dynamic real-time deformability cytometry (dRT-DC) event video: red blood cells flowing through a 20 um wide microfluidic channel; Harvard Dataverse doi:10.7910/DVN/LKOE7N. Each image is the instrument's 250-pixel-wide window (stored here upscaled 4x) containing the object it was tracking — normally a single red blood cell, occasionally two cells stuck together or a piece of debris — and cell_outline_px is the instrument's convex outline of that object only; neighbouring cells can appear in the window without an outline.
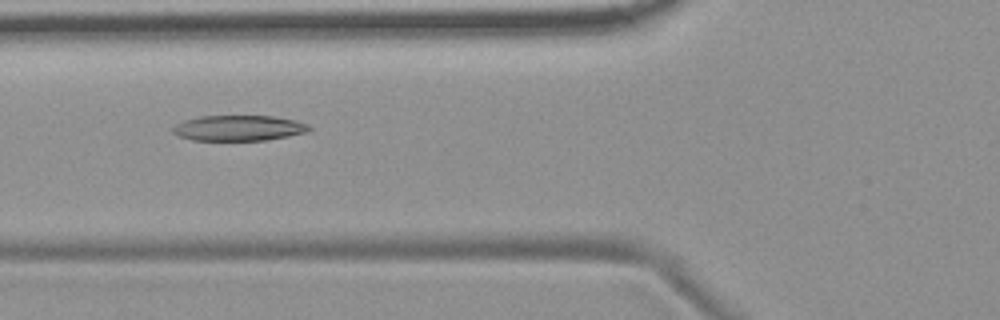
{"species": "common noctule bat (a hibernating species)", "species_latin": "Nyctalus noctula", "temperature_condition": "room temperature", "stored_images_in_passage": 6, "camera_frame_rate_fps": 3000, "um_per_image_px": 0.085, "animal": {"sex": "female", "body_mass_g": 19.9}, "frame": {"image": 1, "passage_image": 3, "time_ms": 2.333, "image_size_px": [1000, 320], "cell_outline_px": [[312, 128], [308, 132], [268, 140], [192, 140], [180, 136], [172, 132], [172, 128], [176, 124], [184, 120], [200, 116], [272, 116], [296, 120], [308, 124]], "centroid_in_image_um": [20.31, 10.88], "position_along_channel_um": 105.5, "area_um2": 20.29}}
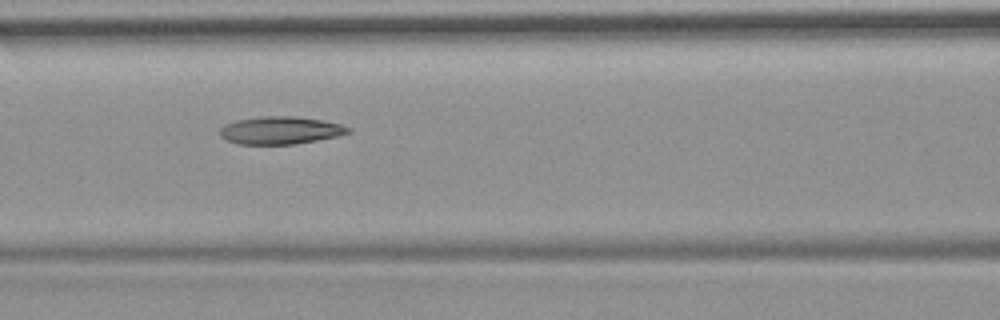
{"frame": {"image": 2, "passage_image": 4, "time_ms": 3.333, "image_size_px": [1000, 320], "cell_outline_px": [[352, 132], [336, 136], [296, 144], [240, 144], [228, 140], [220, 136], [220, 128], [224, 124], [236, 120], [260, 116], [296, 116], [324, 120], [340, 124], [352, 128]], "centroid_in_image_um": [23.85, 11.06], "position_along_channel_um": 142.8, "area_um2": 20.75}}
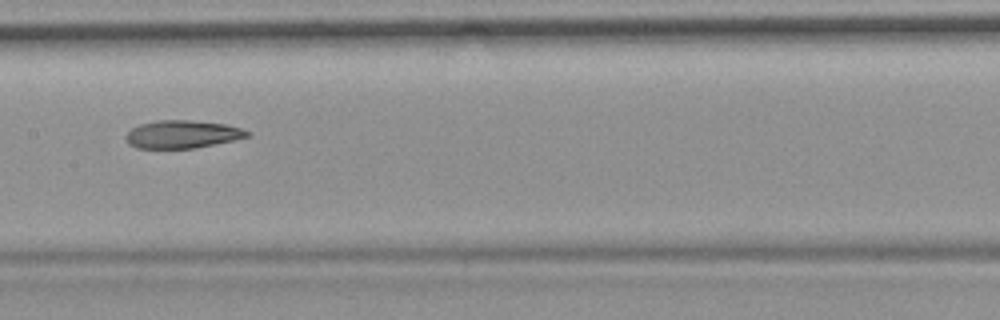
{"frame": {"image": 3, "passage_image": 5, "time_ms": 4.667, "image_size_px": [1000, 320], "cell_outline_px": [[252, 132], [248, 136], [232, 140], [196, 148], [136, 148], [128, 144], [124, 136], [132, 128], [140, 124], [156, 120], [188, 120], [224, 124], [240, 128]], "centroid_in_image_um": [15.45, 11.41], "position_along_channel_um": 192.0, "area_um2": 19.59}}